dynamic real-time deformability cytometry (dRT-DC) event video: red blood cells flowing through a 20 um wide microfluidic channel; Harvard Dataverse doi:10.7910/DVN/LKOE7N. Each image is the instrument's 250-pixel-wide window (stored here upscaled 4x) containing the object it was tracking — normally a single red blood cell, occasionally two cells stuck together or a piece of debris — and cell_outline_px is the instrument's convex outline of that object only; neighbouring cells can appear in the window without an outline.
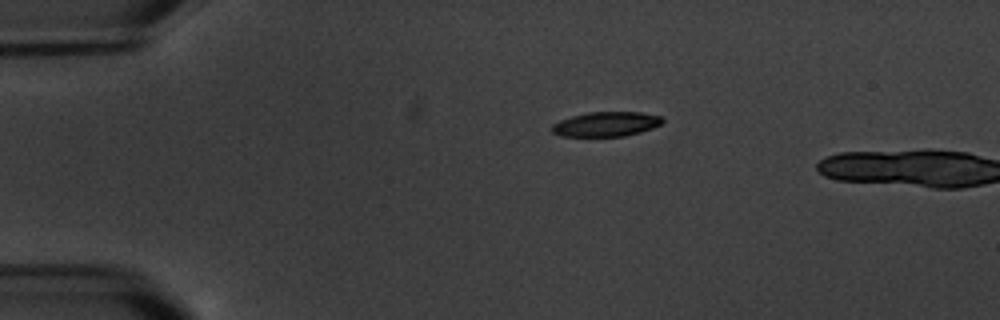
{"species": "common noctule bat (a hibernating species)", "species_latin": "Nyctalus noctula", "temperature_condition": "warm", "stored_images_in_passage": 2, "camera_frame_rate_fps": 3000, "um_per_image_px": 0.085, "animal": {"sex": "male", "body_mass_g": 20.1, "forearm_length_mm": 53.5}, "frame": {"image": 1, "passage_image": 1, "time_ms": 0.0, "image_size_px": [1000, 320], "cell_outline_px": [[664, 120], [660, 124], [652, 128], [640, 132], [624, 136], [560, 136], [552, 132], [552, 124], [560, 120], [572, 116], [588, 112], [640, 112], [660, 116]], "centroid_in_image_um": [51.5, 10.55], "position_along_channel_um": 33.5, "area_um2": 15.78}}